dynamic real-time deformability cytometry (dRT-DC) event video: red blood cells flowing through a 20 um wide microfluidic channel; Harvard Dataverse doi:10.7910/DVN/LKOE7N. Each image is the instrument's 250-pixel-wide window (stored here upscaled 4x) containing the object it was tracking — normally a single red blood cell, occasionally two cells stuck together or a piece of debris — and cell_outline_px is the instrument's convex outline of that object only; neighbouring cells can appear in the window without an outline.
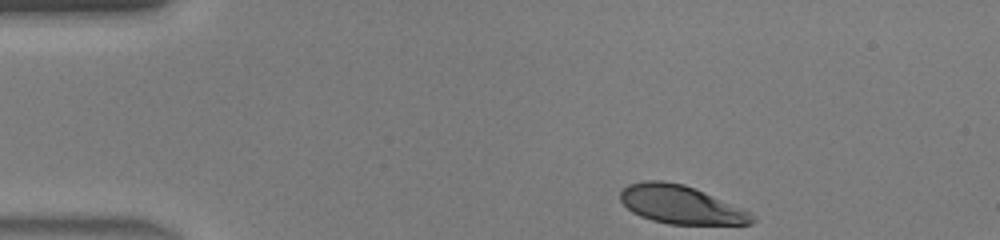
{"species": "human", "species_latin": "Homo sapiens", "temperature_condition": "warm", "stored_images_in_passage": 33, "camera_frame_rate_fps": 3000, "um_per_image_px": 0.085, "donor": {"sex": "male"}, "frame": {"image": 1, "passage_image": 1, "time_ms": 0.0, "image_size_px": [1000, 240], "cell_outline_px": [[756, 220], [752, 224], [668, 224], [652, 220], [640, 216], [632, 212], [620, 200], [620, 192], [628, 184], [644, 180], [664, 180], [684, 184], [696, 188], [740, 208], [756, 216]], "centroid_in_image_um": [57.84, 17.39], "position_along_channel_um": 27.2, "area_um2": 29.36}}
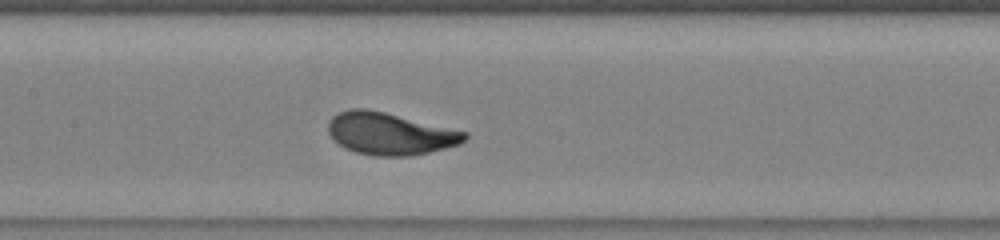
{"frame": {"image": 2, "passage_image": 16, "time_ms": 5.0, "image_size_px": [1000, 240], "cell_outline_px": [[468, 136], [460, 144], [428, 152], [408, 156], [372, 156], [356, 152], [344, 148], [328, 132], [328, 120], [332, 116], [340, 112], [352, 108], [364, 108], [384, 112], [468, 132]], "centroid_in_image_um": [33.13, 11.36], "position_along_channel_um": 174.3, "area_um2": 33.29}}
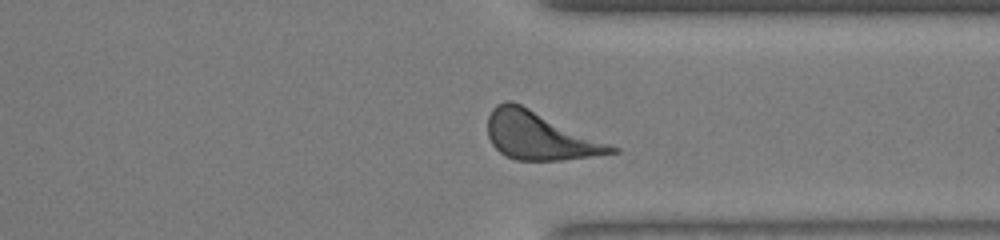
{"frame": {"image": 3, "passage_image": 29, "time_ms": 9.333, "image_size_px": [1000, 240], "cell_outline_px": [[620, 152], [560, 160], [516, 160], [500, 152], [492, 144], [488, 136], [488, 116], [492, 108], [496, 104], [504, 100], [512, 100], [620, 148]], "centroid_in_image_um": [45.85, 11.52], "position_along_channel_um": 365.6, "area_um2": 34.39}, "authors_computed_cell_mechanics": {"area_um2": 32.7148, "velocity_mm_per_s": 4.4197, "shape_relaxation_time_tau1_ms": 1.831, "shape_relaxation_time_tau2_ms": null, "deformation_change_tau1": 0.1407, "deformation_change_tau2": null}}